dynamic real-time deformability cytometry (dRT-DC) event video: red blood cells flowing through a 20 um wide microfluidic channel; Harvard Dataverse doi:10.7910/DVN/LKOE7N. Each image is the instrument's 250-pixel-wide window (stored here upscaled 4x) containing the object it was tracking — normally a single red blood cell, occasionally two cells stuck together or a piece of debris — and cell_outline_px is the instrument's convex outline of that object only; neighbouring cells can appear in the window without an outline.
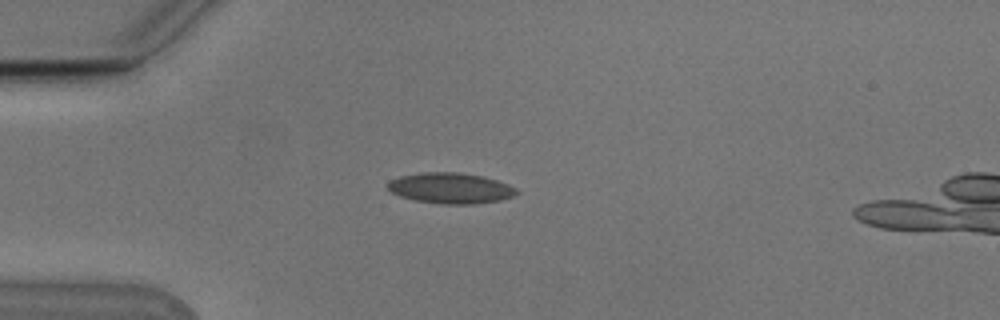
{"species": "Egyptian fruit bat (a non-hibernating species)", "species_latin": "Rousettus aegyptiacus", "temperature_condition": "cold", "stored_images_in_passage": 43, "camera_frame_rate_fps": 3000, "um_per_image_px": 0.085, "animal": {"sex": "male"}, "frame": {"image": 1, "passage_image": 8, "time_ms": 2.333, "image_size_px": [1000, 320], "cell_outline_px": [[520, 192], [512, 196], [500, 200], [476, 204], [440, 204], [416, 200], [400, 196], [392, 192], [388, 188], [388, 180], [400, 176], [420, 172], [460, 172], [484, 176], [508, 184], [516, 188]], "centroid_in_image_um": [38.3, 15.98], "position_along_channel_um": 46.7, "area_um2": 23.18}}
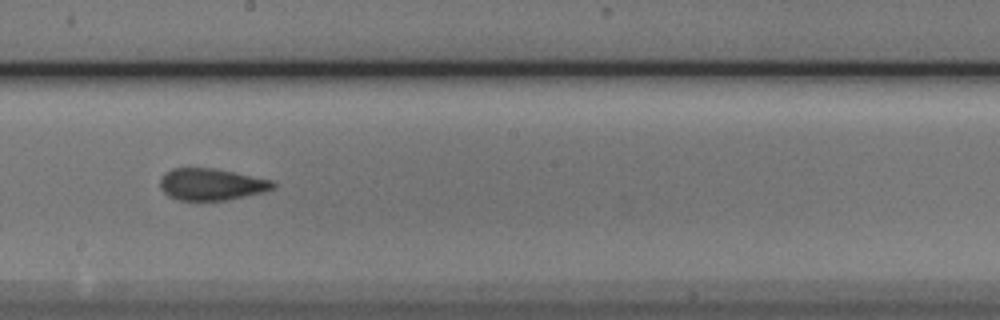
{"frame": {"image": 2, "passage_image": 24, "time_ms": 7.667, "image_size_px": [1000, 320], "cell_outline_px": [[276, 188], [264, 192], [228, 200], [180, 200], [168, 196], [160, 188], [160, 180], [164, 172], [172, 168], [212, 168], [272, 180], [276, 184]], "centroid_in_image_um": [17.96, 15.67], "position_along_channel_um": 230.2, "area_um2": 20.92}}
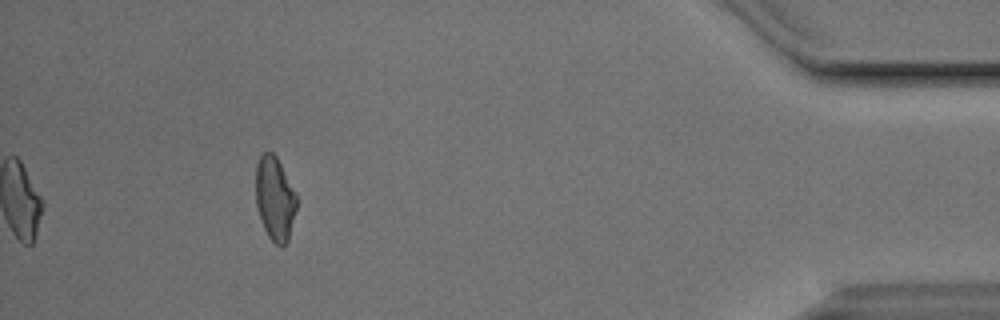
{"frame": {"image": 3, "passage_image": 43, "time_ms": 14.0, "image_size_px": [1000, 320], "cell_outline_px": [[296, 208], [288, 240], [280, 248], [268, 236], [260, 220], [256, 204], [256, 164], [260, 156], [264, 152], [272, 152], [276, 156], [296, 196]], "centroid_in_image_um": [23.33, 16.89], "position_along_channel_um": 411.9, "area_um2": 19.59}, "authors_computed_cell_mechanics": {"area_um2": 21.2704, "velocity_mm_per_s": 3.7941, "shape_relaxation_time_tau1_ms": 7.5272, "shape_relaxation_time_tau2_ms": 2.1062, "deformation_change_tau1": 0.1495, "deformation_change_tau2": 0.0922}}